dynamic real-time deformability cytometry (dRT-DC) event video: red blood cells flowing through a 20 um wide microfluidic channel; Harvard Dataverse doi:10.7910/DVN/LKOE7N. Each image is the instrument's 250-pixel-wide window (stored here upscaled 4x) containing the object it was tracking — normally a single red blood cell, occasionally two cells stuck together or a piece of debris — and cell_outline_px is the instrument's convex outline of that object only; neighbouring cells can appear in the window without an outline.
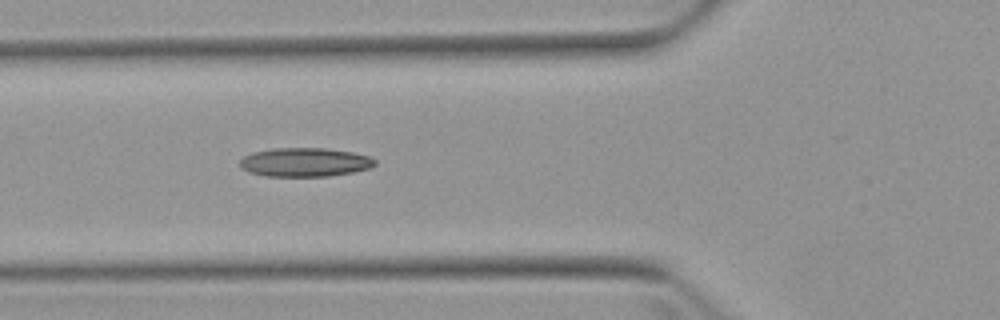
{"species": "Egyptian fruit bat (a non-hibernating species)", "species_latin": "Rousettus aegyptiacus", "temperature_condition": "warm", "stored_images_in_passage": 6, "camera_frame_rate_fps": 3000, "um_per_image_px": 0.085, "animal": {"sex": "female"}, "frame": {"image": 1, "passage_image": 6, "time_ms": 5.667, "image_size_px": [1000, 320], "cell_outline_px": [[376, 164], [372, 168], [352, 172], [328, 176], [268, 176], [248, 172], [240, 168], [240, 160], [244, 156], [252, 152], [272, 148], [324, 148], [352, 152], [368, 156], [376, 160]], "centroid_in_image_um": [25.9, 13.78], "position_along_channel_um": 99.9, "area_um2": 22.77}}